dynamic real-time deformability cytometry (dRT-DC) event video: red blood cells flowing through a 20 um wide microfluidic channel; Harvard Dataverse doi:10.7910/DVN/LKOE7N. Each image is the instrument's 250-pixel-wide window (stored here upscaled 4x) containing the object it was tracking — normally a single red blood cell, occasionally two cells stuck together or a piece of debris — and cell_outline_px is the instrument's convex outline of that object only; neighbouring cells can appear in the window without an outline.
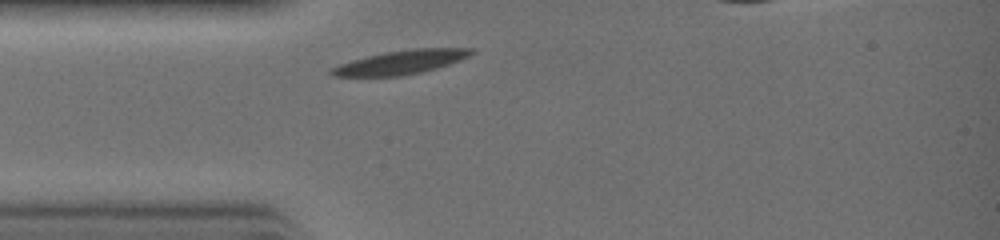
{"species": "common noctule bat (a hibernating species)", "species_latin": "Nyctalus noctula", "temperature_condition": "warm", "stored_images_in_passage": 20, "camera_frame_rate_fps": 3000, "um_per_image_px": 0.085, "animal": {"sex": "female", "body_mass_g": 19.0, "forearm_length_mm": 51.5}, "frame": {"image": 1, "passage_image": 1, "time_ms": 0.0, "image_size_px": [1000, 240], "cell_outline_px": [[476, 52], [460, 60], [436, 68], [420, 72], [400, 76], [332, 76], [328, 72], [328, 68], [352, 60], [368, 56], [388, 52], [416, 48], [476, 48]], "centroid_in_image_um": [34.07, 5.29], "position_along_channel_um": 50.9, "area_um2": 19.31}}
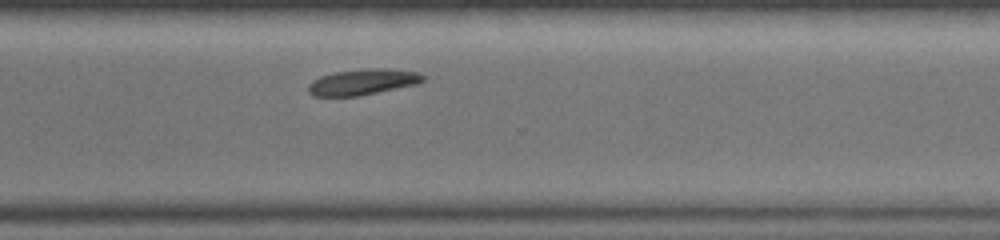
{"frame": {"image": 2, "passage_image": 16, "time_ms": 5.0, "image_size_px": [1000, 240], "cell_outline_px": [[424, 80], [416, 84], [360, 96], [312, 96], [308, 92], [308, 84], [312, 80], [320, 76], [336, 72], [364, 68], [388, 68], [420, 72], [424, 76]], "centroid_in_image_um": [30.82, 6.96], "position_along_channel_um": 339.8, "area_um2": 17.46}}
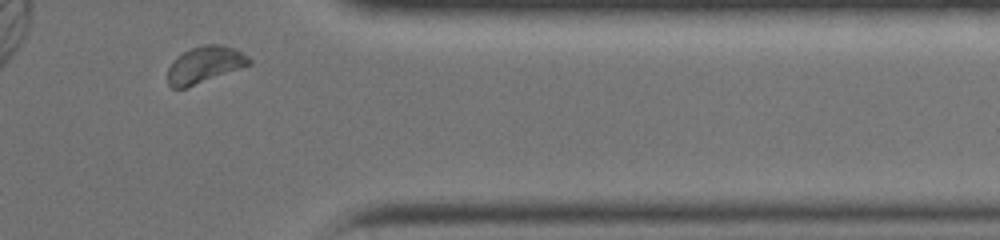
{"frame": {"image": 3, "passage_image": 19, "time_ms": 6.0, "image_size_px": [1000, 240], "cell_outline_px": [[252, 64], [184, 88], [172, 88], [168, 84], [168, 68], [172, 60], [176, 56], [192, 48], [204, 44], [224, 44], [236, 48], [248, 56], [252, 60]], "centroid_in_image_um": [17.41, 5.47], "position_along_channel_um": 394.0, "area_um2": 17.4}}